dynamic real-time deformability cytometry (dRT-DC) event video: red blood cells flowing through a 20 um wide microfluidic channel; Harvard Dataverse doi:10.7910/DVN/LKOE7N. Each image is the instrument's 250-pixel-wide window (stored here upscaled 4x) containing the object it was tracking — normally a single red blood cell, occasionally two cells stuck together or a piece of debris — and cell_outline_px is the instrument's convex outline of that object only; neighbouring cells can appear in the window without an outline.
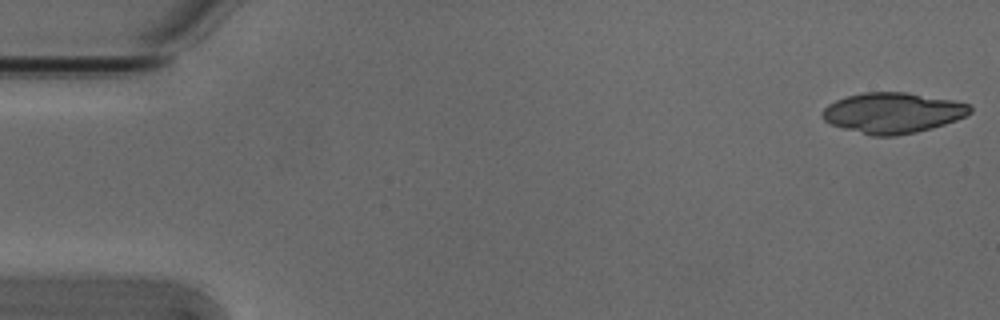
{"species": "Egyptian fruit bat (a non-hibernating species)", "species_latin": "Rousettus aegyptiacus", "temperature_condition": "cold", "stored_images_in_passage": 17, "camera_frame_rate_fps": 3000, "um_per_image_px": 0.085, "animal": {"sex": "male"}, "frame": {"image": 1, "passage_image": 1, "time_ms": 0.0, "image_size_px": [1000, 320], "cell_outline_px": [[972, 112], [956, 120], [932, 128], [916, 132], [896, 136], [872, 136], [844, 128], [832, 124], [824, 120], [820, 116], [820, 112], [828, 104], [836, 100], [848, 96], [864, 92], [904, 92], [952, 100], [972, 104]], "centroid_in_image_um": [75.88, 9.59], "position_along_channel_um": 9.1, "area_um2": 34.85}}